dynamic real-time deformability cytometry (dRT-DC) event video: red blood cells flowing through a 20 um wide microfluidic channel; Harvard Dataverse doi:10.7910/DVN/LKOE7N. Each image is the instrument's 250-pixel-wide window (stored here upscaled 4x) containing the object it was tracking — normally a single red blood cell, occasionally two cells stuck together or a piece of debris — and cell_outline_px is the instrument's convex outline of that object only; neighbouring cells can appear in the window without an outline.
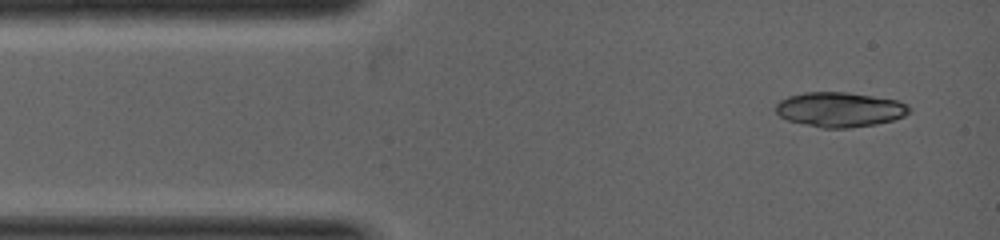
{"species": "common noctule bat (a hibernating species)", "species_latin": "Nyctalus noctula", "temperature_condition": "warm", "stored_images_in_passage": 3, "camera_frame_rate_fps": 5000, "um_per_image_px": 0.085, "animal": {"sex": "female", "body_mass_g": 19.0, "forearm_length_mm": 53.3}, "frame": {"image": 1, "passage_image": 1, "time_ms": 0.0, "image_size_px": [1000, 240], "cell_outline_px": [[912, 108], [904, 116], [892, 120], [876, 124], [848, 128], [820, 128], [788, 120], [780, 116], [776, 112], [776, 104], [780, 100], [788, 96], [804, 92], [848, 92], [896, 100]], "centroid_in_image_um": [71.35, 9.31], "position_along_channel_um": 13.6, "area_um2": 26.93}}